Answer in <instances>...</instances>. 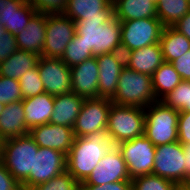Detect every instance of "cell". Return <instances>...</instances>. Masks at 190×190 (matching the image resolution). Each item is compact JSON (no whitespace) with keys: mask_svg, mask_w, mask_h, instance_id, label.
Segmentation results:
<instances>
[{"mask_svg":"<svg viewBox=\"0 0 190 190\" xmlns=\"http://www.w3.org/2000/svg\"><path fill=\"white\" fill-rule=\"evenodd\" d=\"M67 155L51 148L34 151L33 172L21 183L23 190H32L66 171Z\"/></svg>","mask_w":190,"mask_h":190,"instance_id":"8","label":"cell"},{"mask_svg":"<svg viewBox=\"0 0 190 190\" xmlns=\"http://www.w3.org/2000/svg\"><path fill=\"white\" fill-rule=\"evenodd\" d=\"M26 127L48 124L54 109V96L46 92L23 99Z\"/></svg>","mask_w":190,"mask_h":190,"instance_id":"21","label":"cell"},{"mask_svg":"<svg viewBox=\"0 0 190 190\" xmlns=\"http://www.w3.org/2000/svg\"><path fill=\"white\" fill-rule=\"evenodd\" d=\"M185 155V185L190 178V144L182 145Z\"/></svg>","mask_w":190,"mask_h":190,"instance_id":"44","label":"cell"},{"mask_svg":"<svg viewBox=\"0 0 190 190\" xmlns=\"http://www.w3.org/2000/svg\"><path fill=\"white\" fill-rule=\"evenodd\" d=\"M45 92L52 96L71 93V69L61 58L41 56L37 63Z\"/></svg>","mask_w":190,"mask_h":190,"instance_id":"14","label":"cell"},{"mask_svg":"<svg viewBox=\"0 0 190 190\" xmlns=\"http://www.w3.org/2000/svg\"><path fill=\"white\" fill-rule=\"evenodd\" d=\"M155 101L157 100L153 91L152 77L123 68L111 102L116 105L146 108Z\"/></svg>","mask_w":190,"mask_h":190,"instance_id":"3","label":"cell"},{"mask_svg":"<svg viewBox=\"0 0 190 190\" xmlns=\"http://www.w3.org/2000/svg\"><path fill=\"white\" fill-rule=\"evenodd\" d=\"M39 146L27 134L0 141V162L21 184L33 172L34 151Z\"/></svg>","mask_w":190,"mask_h":190,"instance_id":"2","label":"cell"},{"mask_svg":"<svg viewBox=\"0 0 190 190\" xmlns=\"http://www.w3.org/2000/svg\"><path fill=\"white\" fill-rule=\"evenodd\" d=\"M99 67L98 97L112 99L115 95L121 67L110 53L96 56Z\"/></svg>","mask_w":190,"mask_h":190,"instance_id":"23","label":"cell"},{"mask_svg":"<svg viewBox=\"0 0 190 190\" xmlns=\"http://www.w3.org/2000/svg\"><path fill=\"white\" fill-rule=\"evenodd\" d=\"M0 190H23L21 184L0 162Z\"/></svg>","mask_w":190,"mask_h":190,"instance_id":"41","label":"cell"},{"mask_svg":"<svg viewBox=\"0 0 190 190\" xmlns=\"http://www.w3.org/2000/svg\"><path fill=\"white\" fill-rule=\"evenodd\" d=\"M36 9L23 0H3L0 24L4 26L6 32L17 35L27 26L31 17L36 13Z\"/></svg>","mask_w":190,"mask_h":190,"instance_id":"18","label":"cell"},{"mask_svg":"<svg viewBox=\"0 0 190 190\" xmlns=\"http://www.w3.org/2000/svg\"><path fill=\"white\" fill-rule=\"evenodd\" d=\"M132 52L127 45L122 43L116 45L110 52L114 60L123 68H128L132 58Z\"/></svg>","mask_w":190,"mask_h":190,"instance_id":"39","label":"cell"},{"mask_svg":"<svg viewBox=\"0 0 190 190\" xmlns=\"http://www.w3.org/2000/svg\"><path fill=\"white\" fill-rule=\"evenodd\" d=\"M84 100L74 92L54 96V109L49 123L73 128Z\"/></svg>","mask_w":190,"mask_h":190,"instance_id":"22","label":"cell"},{"mask_svg":"<svg viewBox=\"0 0 190 190\" xmlns=\"http://www.w3.org/2000/svg\"><path fill=\"white\" fill-rule=\"evenodd\" d=\"M47 14L36 12L25 29L15 36L19 50H25L42 56L46 34Z\"/></svg>","mask_w":190,"mask_h":190,"instance_id":"19","label":"cell"},{"mask_svg":"<svg viewBox=\"0 0 190 190\" xmlns=\"http://www.w3.org/2000/svg\"><path fill=\"white\" fill-rule=\"evenodd\" d=\"M39 57L35 53L18 49L0 62V75L19 80L29 69L37 65Z\"/></svg>","mask_w":190,"mask_h":190,"instance_id":"26","label":"cell"},{"mask_svg":"<svg viewBox=\"0 0 190 190\" xmlns=\"http://www.w3.org/2000/svg\"><path fill=\"white\" fill-rule=\"evenodd\" d=\"M29 135L39 147L55 149L66 155L75 138L73 128L52 123L32 127Z\"/></svg>","mask_w":190,"mask_h":190,"instance_id":"16","label":"cell"},{"mask_svg":"<svg viewBox=\"0 0 190 190\" xmlns=\"http://www.w3.org/2000/svg\"><path fill=\"white\" fill-rule=\"evenodd\" d=\"M64 14L74 22H109L114 6L109 0H68Z\"/></svg>","mask_w":190,"mask_h":190,"instance_id":"15","label":"cell"},{"mask_svg":"<svg viewBox=\"0 0 190 190\" xmlns=\"http://www.w3.org/2000/svg\"><path fill=\"white\" fill-rule=\"evenodd\" d=\"M18 50L15 35L6 32L0 38V62Z\"/></svg>","mask_w":190,"mask_h":190,"instance_id":"38","label":"cell"},{"mask_svg":"<svg viewBox=\"0 0 190 190\" xmlns=\"http://www.w3.org/2000/svg\"><path fill=\"white\" fill-rule=\"evenodd\" d=\"M113 145L107 130L75 137L67 154L66 171L83 183Z\"/></svg>","mask_w":190,"mask_h":190,"instance_id":"1","label":"cell"},{"mask_svg":"<svg viewBox=\"0 0 190 190\" xmlns=\"http://www.w3.org/2000/svg\"><path fill=\"white\" fill-rule=\"evenodd\" d=\"M4 104L3 103H0V114L2 113L3 109H4Z\"/></svg>","mask_w":190,"mask_h":190,"instance_id":"48","label":"cell"},{"mask_svg":"<svg viewBox=\"0 0 190 190\" xmlns=\"http://www.w3.org/2000/svg\"><path fill=\"white\" fill-rule=\"evenodd\" d=\"M151 77L156 100H161L182 81L174 66L168 62H163Z\"/></svg>","mask_w":190,"mask_h":190,"instance_id":"28","label":"cell"},{"mask_svg":"<svg viewBox=\"0 0 190 190\" xmlns=\"http://www.w3.org/2000/svg\"><path fill=\"white\" fill-rule=\"evenodd\" d=\"M179 185L153 174L131 179V190H177Z\"/></svg>","mask_w":190,"mask_h":190,"instance_id":"32","label":"cell"},{"mask_svg":"<svg viewBox=\"0 0 190 190\" xmlns=\"http://www.w3.org/2000/svg\"><path fill=\"white\" fill-rule=\"evenodd\" d=\"M92 57L93 53L88 50L84 41L75 33L70 43L66 46L61 60L71 68Z\"/></svg>","mask_w":190,"mask_h":190,"instance_id":"30","label":"cell"},{"mask_svg":"<svg viewBox=\"0 0 190 190\" xmlns=\"http://www.w3.org/2000/svg\"><path fill=\"white\" fill-rule=\"evenodd\" d=\"M112 4L116 1V0H109Z\"/></svg>","mask_w":190,"mask_h":190,"instance_id":"51","label":"cell"},{"mask_svg":"<svg viewBox=\"0 0 190 190\" xmlns=\"http://www.w3.org/2000/svg\"><path fill=\"white\" fill-rule=\"evenodd\" d=\"M111 104L108 98L85 99L73 126L74 136L85 137L93 132L105 131Z\"/></svg>","mask_w":190,"mask_h":190,"instance_id":"11","label":"cell"},{"mask_svg":"<svg viewBox=\"0 0 190 190\" xmlns=\"http://www.w3.org/2000/svg\"><path fill=\"white\" fill-rule=\"evenodd\" d=\"M145 108L111 104L106 130L114 145L144 134Z\"/></svg>","mask_w":190,"mask_h":190,"instance_id":"5","label":"cell"},{"mask_svg":"<svg viewBox=\"0 0 190 190\" xmlns=\"http://www.w3.org/2000/svg\"><path fill=\"white\" fill-rule=\"evenodd\" d=\"M178 141L182 145L190 144V112H179Z\"/></svg>","mask_w":190,"mask_h":190,"instance_id":"37","label":"cell"},{"mask_svg":"<svg viewBox=\"0 0 190 190\" xmlns=\"http://www.w3.org/2000/svg\"><path fill=\"white\" fill-rule=\"evenodd\" d=\"M157 18L166 26H174L190 11V0H159L156 5Z\"/></svg>","mask_w":190,"mask_h":190,"instance_id":"29","label":"cell"},{"mask_svg":"<svg viewBox=\"0 0 190 190\" xmlns=\"http://www.w3.org/2000/svg\"><path fill=\"white\" fill-rule=\"evenodd\" d=\"M80 190H131V181H117L102 186L80 185Z\"/></svg>","mask_w":190,"mask_h":190,"instance_id":"42","label":"cell"},{"mask_svg":"<svg viewBox=\"0 0 190 190\" xmlns=\"http://www.w3.org/2000/svg\"><path fill=\"white\" fill-rule=\"evenodd\" d=\"M32 190H80V184L65 171L47 182L38 184Z\"/></svg>","mask_w":190,"mask_h":190,"instance_id":"34","label":"cell"},{"mask_svg":"<svg viewBox=\"0 0 190 190\" xmlns=\"http://www.w3.org/2000/svg\"><path fill=\"white\" fill-rule=\"evenodd\" d=\"M164 62L171 63L190 50V40L173 26L164 27L159 41Z\"/></svg>","mask_w":190,"mask_h":190,"instance_id":"27","label":"cell"},{"mask_svg":"<svg viewBox=\"0 0 190 190\" xmlns=\"http://www.w3.org/2000/svg\"><path fill=\"white\" fill-rule=\"evenodd\" d=\"M155 5L158 4L159 0H151Z\"/></svg>","mask_w":190,"mask_h":190,"instance_id":"49","label":"cell"},{"mask_svg":"<svg viewBox=\"0 0 190 190\" xmlns=\"http://www.w3.org/2000/svg\"><path fill=\"white\" fill-rule=\"evenodd\" d=\"M164 62L160 43L135 49L129 69L152 76L155 70Z\"/></svg>","mask_w":190,"mask_h":190,"instance_id":"25","label":"cell"},{"mask_svg":"<svg viewBox=\"0 0 190 190\" xmlns=\"http://www.w3.org/2000/svg\"><path fill=\"white\" fill-rule=\"evenodd\" d=\"M75 31L94 57L121 43V22L116 17L109 22H75Z\"/></svg>","mask_w":190,"mask_h":190,"instance_id":"6","label":"cell"},{"mask_svg":"<svg viewBox=\"0 0 190 190\" xmlns=\"http://www.w3.org/2000/svg\"><path fill=\"white\" fill-rule=\"evenodd\" d=\"M114 17L120 22L143 18H157L156 5L151 0H116Z\"/></svg>","mask_w":190,"mask_h":190,"instance_id":"24","label":"cell"},{"mask_svg":"<svg viewBox=\"0 0 190 190\" xmlns=\"http://www.w3.org/2000/svg\"><path fill=\"white\" fill-rule=\"evenodd\" d=\"M164 27L158 18L121 21V43L131 50L159 43Z\"/></svg>","mask_w":190,"mask_h":190,"instance_id":"12","label":"cell"},{"mask_svg":"<svg viewBox=\"0 0 190 190\" xmlns=\"http://www.w3.org/2000/svg\"><path fill=\"white\" fill-rule=\"evenodd\" d=\"M6 33V29L4 28V26H2L0 24V38Z\"/></svg>","mask_w":190,"mask_h":190,"instance_id":"45","label":"cell"},{"mask_svg":"<svg viewBox=\"0 0 190 190\" xmlns=\"http://www.w3.org/2000/svg\"><path fill=\"white\" fill-rule=\"evenodd\" d=\"M185 155L179 141L156 146L152 174L185 185Z\"/></svg>","mask_w":190,"mask_h":190,"instance_id":"9","label":"cell"},{"mask_svg":"<svg viewBox=\"0 0 190 190\" xmlns=\"http://www.w3.org/2000/svg\"><path fill=\"white\" fill-rule=\"evenodd\" d=\"M70 69L72 92L84 99L98 98L99 67L96 57L93 56Z\"/></svg>","mask_w":190,"mask_h":190,"instance_id":"17","label":"cell"},{"mask_svg":"<svg viewBox=\"0 0 190 190\" xmlns=\"http://www.w3.org/2000/svg\"><path fill=\"white\" fill-rule=\"evenodd\" d=\"M75 33V22L64 13L47 14L42 56L61 58Z\"/></svg>","mask_w":190,"mask_h":190,"instance_id":"10","label":"cell"},{"mask_svg":"<svg viewBox=\"0 0 190 190\" xmlns=\"http://www.w3.org/2000/svg\"><path fill=\"white\" fill-rule=\"evenodd\" d=\"M178 119V110L157 100L145 108L144 135L155 146L176 142L178 141Z\"/></svg>","mask_w":190,"mask_h":190,"instance_id":"4","label":"cell"},{"mask_svg":"<svg viewBox=\"0 0 190 190\" xmlns=\"http://www.w3.org/2000/svg\"><path fill=\"white\" fill-rule=\"evenodd\" d=\"M27 134L23 100L6 104L0 114V141Z\"/></svg>","mask_w":190,"mask_h":190,"instance_id":"20","label":"cell"},{"mask_svg":"<svg viewBox=\"0 0 190 190\" xmlns=\"http://www.w3.org/2000/svg\"><path fill=\"white\" fill-rule=\"evenodd\" d=\"M161 101L179 112H190V81H181Z\"/></svg>","mask_w":190,"mask_h":190,"instance_id":"31","label":"cell"},{"mask_svg":"<svg viewBox=\"0 0 190 190\" xmlns=\"http://www.w3.org/2000/svg\"><path fill=\"white\" fill-rule=\"evenodd\" d=\"M37 12L45 14L64 13L68 0H30Z\"/></svg>","mask_w":190,"mask_h":190,"instance_id":"36","label":"cell"},{"mask_svg":"<svg viewBox=\"0 0 190 190\" xmlns=\"http://www.w3.org/2000/svg\"><path fill=\"white\" fill-rule=\"evenodd\" d=\"M126 162L130 179L152 174L156 146L143 134L117 145Z\"/></svg>","mask_w":190,"mask_h":190,"instance_id":"7","label":"cell"},{"mask_svg":"<svg viewBox=\"0 0 190 190\" xmlns=\"http://www.w3.org/2000/svg\"><path fill=\"white\" fill-rule=\"evenodd\" d=\"M186 186H188L190 188V178L188 179Z\"/></svg>","mask_w":190,"mask_h":190,"instance_id":"50","label":"cell"},{"mask_svg":"<svg viewBox=\"0 0 190 190\" xmlns=\"http://www.w3.org/2000/svg\"><path fill=\"white\" fill-rule=\"evenodd\" d=\"M117 181H131V179L120 149L117 145H113L80 185L102 186Z\"/></svg>","mask_w":190,"mask_h":190,"instance_id":"13","label":"cell"},{"mask_svg":"<svg viewBox=\"0 0 190 190\" xmlns=\"http://www.w3.org/2000/svg\"><path fill=\"white\" fill-rule=\"evenodd\" d=\"M171 64L183 81H190V50L179 58L173 60Z\"/></svg>","mask_w":190,"mask_h":190,"instance_id":"40","label":"cell"},{"mask_svg":"<svg viewBox=\"0 0 190 190\" xmlns=\"http://www.w3.org/2000/svg\"><path fill=\"white\" fill-rule=\"evenodd\" d=\"M3 0H0V15L2 14Z\"/></svg>","mask_w":190,"mask_h":190,"instance_id":"47","label":"cell"},{"mask_svg":"<svg viewBox=\"0 0 190 190\" xmlns=\"http://www.w3.org/2000/svg\"><path fill=\"white\" fill-rule=\"evenodd\" d=\"M177 190H190V188L186 185L178 186Z\"/></svg>","mask_w":190,"mask_h":190,"instance_id":"46","label":"cell"},{"mask_svg":"<svg viewBox=\"0 0 190 190\" xmlns=\"http://www.w3.org/2000/svg\"><path fill=\"white\" fill-rule=\"evenodd\" d=\"M173 27L190 40V11L180 18Z\"/></svg>","mask_w":190,"mask_h":190,"instance_id":"43","label":"cell"},{"mask_svg":"<svg viewBox=\"0 0 190 190\" xmlns=\"http://www.w3.org/2000/svg\"><path fill=\"white\" fill-rule=\"evenodd\" d=\"M19 83L23 99L31 98L45 92L37 65L22 75Z\"/></svg>","mask_w":190,"mask_h":190,"instance_id":"33","label":"cell"},{"mask_svg":"<svg viewBox=\"0 0 190 190\" xmlns=\"http://www.w3.org/2000/svg\"><path fill=\"white\" fill-rule=\"evenodd\" d=\"M22 100L19 80L0 75V103L6 105Z\"/></svg>","mask_w":190,"mask_h":190,"instance_id":"35","label":"cell"}]
</instances>
